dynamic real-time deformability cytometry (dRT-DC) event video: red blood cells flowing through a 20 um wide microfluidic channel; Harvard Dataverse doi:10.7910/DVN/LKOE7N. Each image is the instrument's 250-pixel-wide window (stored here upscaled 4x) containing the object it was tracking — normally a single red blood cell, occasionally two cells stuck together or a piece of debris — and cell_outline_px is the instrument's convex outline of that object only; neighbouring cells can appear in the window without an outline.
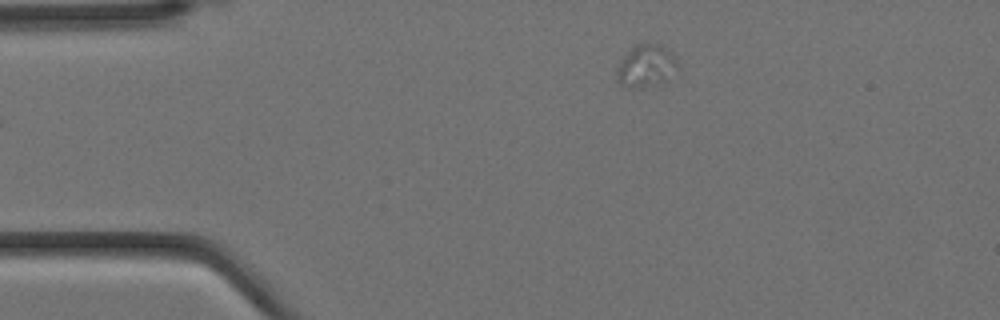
{"species": "Egyptian fruit bat (a non-hibernating species)", "species_latin": "Rousettus aegyptiacus", "temperature_condition": "cold", "stored_images_in_passage": 6, "camera_frame_rate_fps": 3000, "um_per_image_px": 0.085, "animal": {"sex": "female"}, "frame": {"image": 1, "passage_image": 6, "time_ms": 1.667, "image_size_px": [1000, 320], "cell_outline_px": [[676, 64], [664, 84], [640, 88], [628, 88], [620, 84], [616, 72], [620, 60], [636, 44], [644, 40], [660, 44], [676, 60]], "centroid_in_image_um": [54.86, 5.6], "position_along_channel_um": 30.1, "area_um2": 14.97}}